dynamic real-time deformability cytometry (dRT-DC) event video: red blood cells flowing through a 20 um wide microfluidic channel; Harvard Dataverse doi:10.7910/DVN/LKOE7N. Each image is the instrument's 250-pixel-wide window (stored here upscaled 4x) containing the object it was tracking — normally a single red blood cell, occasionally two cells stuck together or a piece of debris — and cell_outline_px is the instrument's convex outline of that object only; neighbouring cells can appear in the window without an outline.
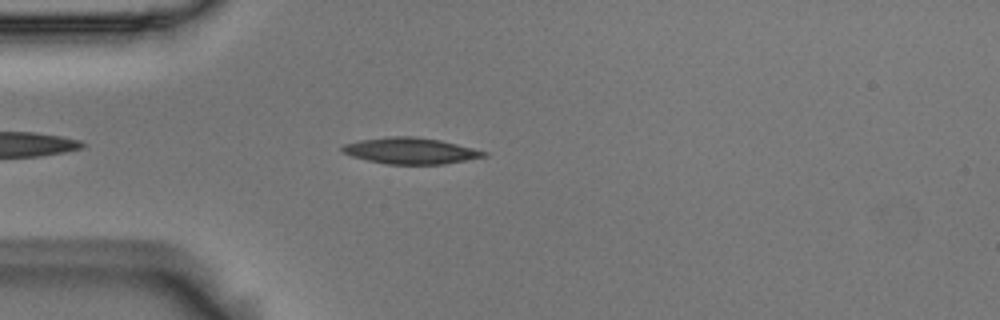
{"species": "Egyptian fruit bat (a non-hibernating species)", "species_latin": "Rousettus aegyptiacus", "temperature_condition": "room temperature", "stored_images_in_passage": 29, "camera_frame_rate_fps": 3000, "um_per_image_px": 0.085, "animal": {"sex": "male"}, "frame": {"image": 1, "passage_image": 5, "time_ms": 1.333, "image_size_px": [1000, 320], "cell_outline_px": [[488, 156], [444, 164], [388, 164], [368, 160], [352, 156], [340, 152], [340, 148], [344, 144], [360, 140], [388, 136], [416, 136], [440, 140], [488, 152]], "centroid_in_image_um": [34.87, 12.81], "position_along_channel_um": 50.1, "area_um2": 21.62}}
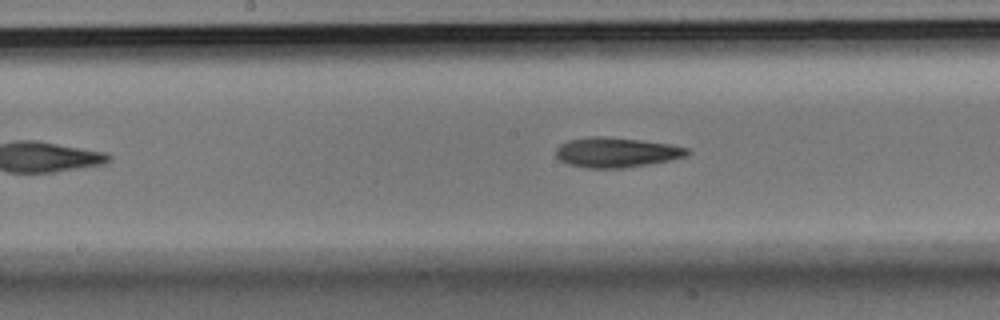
{"frame": {"image": 2, "passage_image": 14, "time_ms": 4.333, "image_size_px": [1000, 320], "cell_outline_px": [[692, 152], [688, 156], [648, 164], [620, 168], [584, 168], [568, 164], [560, 160], [556, 156], [556, 148], [560, 144], [568, 140], [592, 136], [600, 136], [640, 140], [672, 144], [692, 148]], "centroid_in_image_um": [52.43, 12.95], "position_along_channel_um": 195.8, "area_um2": 23.06}}
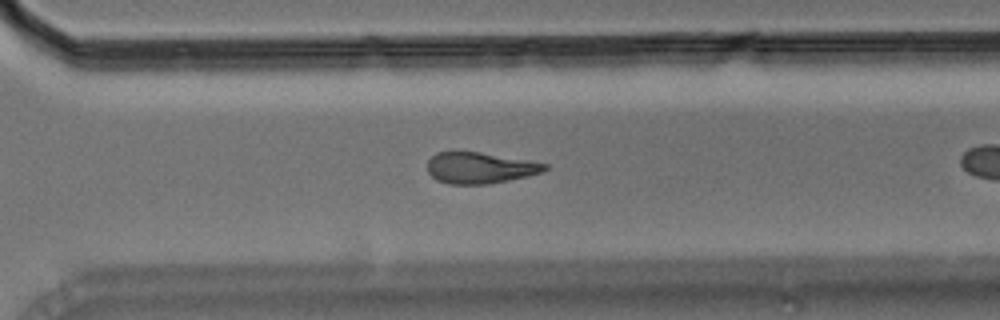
{"frame": {"image": 3, "passage_image": 25, "time_ms": 8.0, "image_size_px": [1000, 320], "cell_outline_px": [[548, 168], [544, 172], [528, 176], [488, 184], [448, 184], [436, 180], [428, 172], [428, 160], [436, 152], [480, 152], [548, 164]], "centroid_in_image_um": [40.79, 14.28], "position_along_channel_um": 329.8, "area_um2": 21.21}}